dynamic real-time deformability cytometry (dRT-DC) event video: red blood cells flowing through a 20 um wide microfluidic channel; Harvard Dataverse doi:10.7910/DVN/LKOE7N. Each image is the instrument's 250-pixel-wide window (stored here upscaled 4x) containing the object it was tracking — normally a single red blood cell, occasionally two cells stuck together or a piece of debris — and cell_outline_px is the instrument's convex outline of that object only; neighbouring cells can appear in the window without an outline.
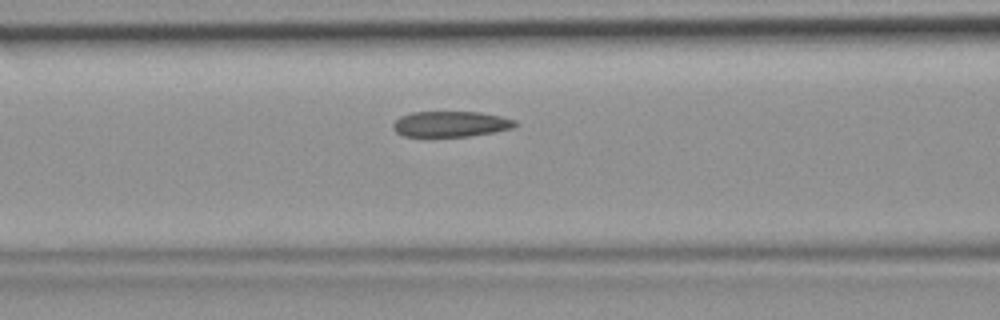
{"species": "common noctule bat (a hibernating species)", "species_latin": "Nyctalus noctula", "temperature_condition": "room temperature", "stored_images_in_passage": 43, "camera_frame_rate_fps": 3000, "um_per_image_px": 0.085, "animal": {"sex": "female", "body_mass_g": 19.9}, "frame": {"image": 1, "passage_image": 15, "time_ms": 4.667, "image_size_px": [1000, 320], "cell_outline_px": [[516, 128], [468, 136], [404, 136], [396, 132], [392, 128], [392, 124], [400, 116], [412, 112], [480, 112], [500, 116], [516, 120]], "centroid_in_image_um": [38.31, 10.53], "position_along_channel_um": 128.3, "area_um2": 18.21}}
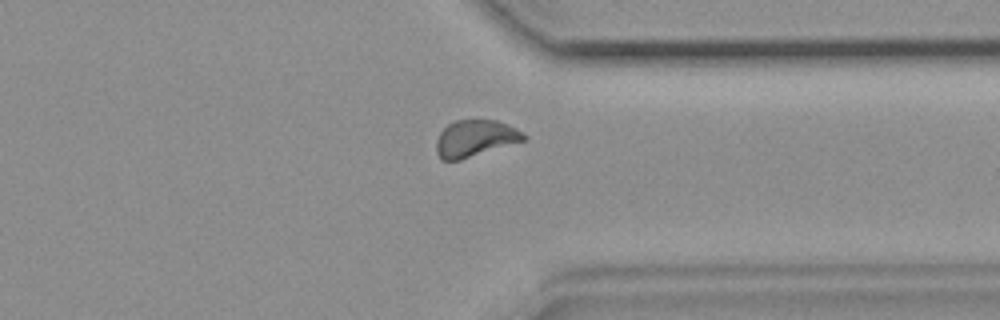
{"frame": {"image": 2, "passage_image": 32, "time_ms": 10.333, "image_size_px": [1000, 320], "cell_outline_px": [[528, 136], [524, 140], [460, 160], [444, 160], [436, 152], [436, 140], [440, 132], [448, 124], [456, 120], [496, 120], [508, 124], [524, 132]], "centroid_in_image_um": [40.39, 11.75], "position_along_channel_um": 371.0, "area_um2": 18.55}}
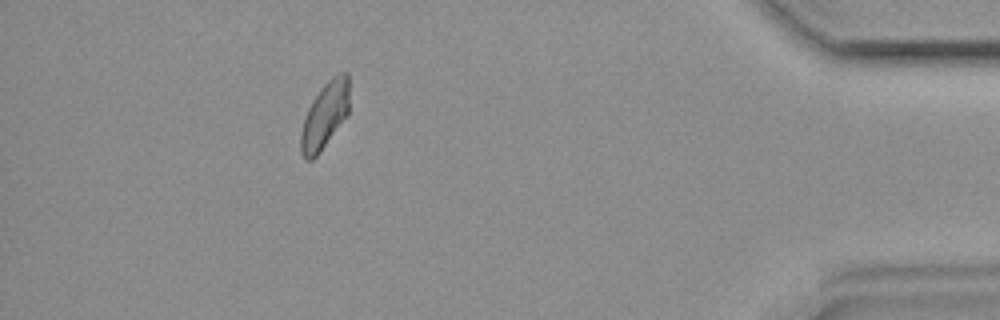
{"frame": {"image": 3, "passage_image": 38, "time_ms": 12.333, "image_size_px": [1000, 320], "cell_outline_px": [[348, 112], [320, 152], [312, 160], [304, 160], [300, 152], [300, 132], [308, 108], [312, 100], [320, 88], [332, 76], [340, 72], [348, 72]], "centroid_in_image_um": [27.57, 9.81], "position_along_channel_um": 407.6, "area_um2": 18.55}}